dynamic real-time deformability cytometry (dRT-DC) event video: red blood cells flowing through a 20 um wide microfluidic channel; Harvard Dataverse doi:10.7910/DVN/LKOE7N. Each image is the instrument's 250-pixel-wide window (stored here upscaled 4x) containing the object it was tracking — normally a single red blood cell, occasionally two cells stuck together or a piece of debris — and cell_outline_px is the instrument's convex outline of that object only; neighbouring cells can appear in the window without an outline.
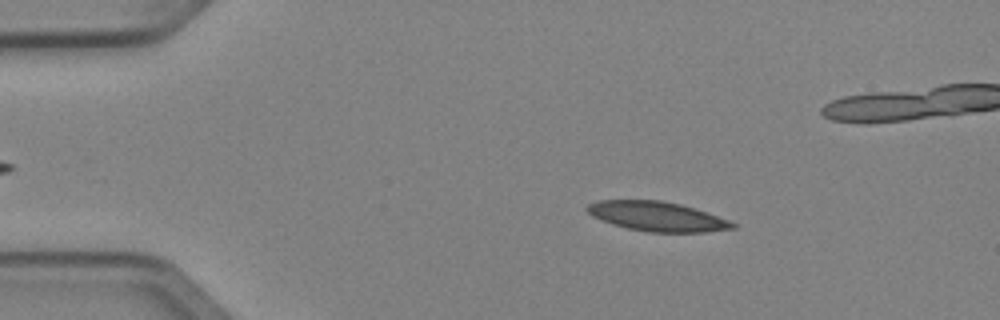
{"species": "Egyptian fruit bat (a non-hibernating species)", "species_latin": "Rousettus aegyptiacus", "temperature_condition": "cold", "stored_images_in_passage": 5, "camera_frame_rate_fps": 3000, "um_per_image_px": 0.085, "animal": {"sex": "female"}, "frame": {"image": 1, "passage_image": 2, "time_ms": 0.333, "image_size_px": [1000, 320], "cell_outline_px": [[736, 228], [708, 232], [648, 232], [628, 228], [612, 224], [600, 220], [592, 216], [584, 208], [588, 204], [600, 200], [660, 200], [680, 204], [728, 220], [736, 224]], "centroid_in_image_um": [55.81, 18.4], "position_along_channel_um": 29.2, "area_um2": 24.85}}